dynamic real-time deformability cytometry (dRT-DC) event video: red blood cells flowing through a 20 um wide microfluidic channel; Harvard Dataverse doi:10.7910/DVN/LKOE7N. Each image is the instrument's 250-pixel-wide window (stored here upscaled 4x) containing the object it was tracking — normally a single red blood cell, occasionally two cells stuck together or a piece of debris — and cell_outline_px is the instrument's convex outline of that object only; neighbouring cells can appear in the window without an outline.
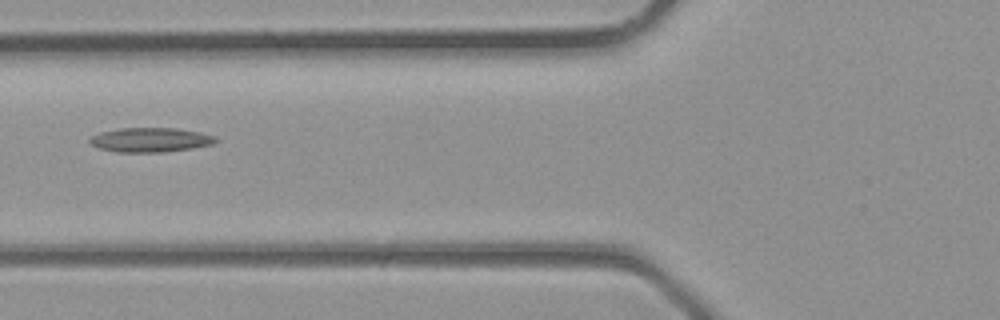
{"species": "common noctule bat (a hibernating species)", "species_latin": "Nyctalus noctula", "temperature_condition": "room temperature", "stored_images_in_passage": 3, "camera_frame_rate_fps": 3000, "um_per_image_px": 0.085, "animal": {"sex": "male", "body_mass_g": 23.1, "forearm_length_mm": 52.7}, "frame": {"image": 1, "passage_image": 3, "time_ms": 0.667, "image_size_px": [1000, 320], "cell_outline_px": [[220, 140], [212, 144], [192, 148], [164, 152], [116, 152], [100, 148], [92, 144], [88, 140], [92, 136], [100, 132], [120, 128], [176, 128], [200, 132], [216, 136]], "centroid_in_image_um": [12.82, 11.88], "position_along_channel_um": 113.0, "area_um2": 17.92}}